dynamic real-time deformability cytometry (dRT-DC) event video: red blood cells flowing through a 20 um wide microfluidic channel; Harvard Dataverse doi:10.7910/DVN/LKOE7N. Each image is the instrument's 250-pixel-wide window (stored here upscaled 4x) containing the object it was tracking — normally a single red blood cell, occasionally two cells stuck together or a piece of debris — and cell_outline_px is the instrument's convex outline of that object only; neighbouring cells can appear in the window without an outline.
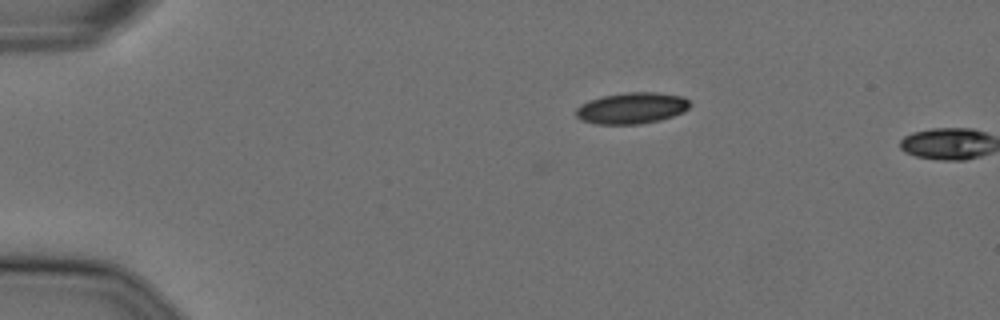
{"species": "Egyptian fruit bat (a non-hibernating species)", "species_latin": "Rousettus aegyptiacus", "temperature_condition": "cold", "stored_images_in_passage": 2, "camera_frame_rate_fps": 3000, "um_per_image_px": 0.085, "animal": {"sex": "female"}, "frame": {"image": 1, "passage_image": 1, "time_ms": 0.0, "image_size_px": [1000, 320], "cell_outline_px": [[692, 104], [684, 112], [660, 120], [640, 124], [596, 124], [580, 120], [576, 116], [576, 108], [580, 104], [588, 100], [604, 96], [624, 92], [656, 92], [684, 96]], "centroid_in_image_um": [53.7, 9.18], "position_along_channel_um": 31.3, "area_um2": 20.98}}